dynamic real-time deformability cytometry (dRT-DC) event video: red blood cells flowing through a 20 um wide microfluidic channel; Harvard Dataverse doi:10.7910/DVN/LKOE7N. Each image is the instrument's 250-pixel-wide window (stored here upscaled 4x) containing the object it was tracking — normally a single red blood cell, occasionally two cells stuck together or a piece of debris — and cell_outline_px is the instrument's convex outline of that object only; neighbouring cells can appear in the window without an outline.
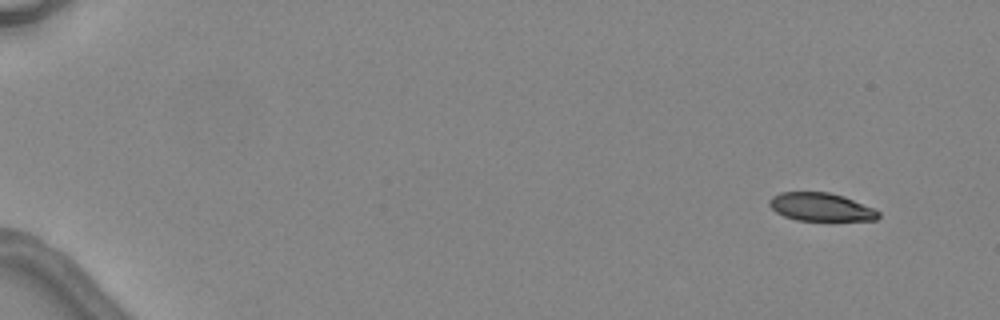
{"species": "common noctule bat (a hibernating species)", "species_latin": "Nyctalus noctula", "temperature_condition": "warm", "stored_images_in_passage": 2, "camera_frame_rate_fps": 3000, "um_per_image_px": 0.085, "animal": {"sex": "female", "body_mass_g": 24.6, "forearm_length_mm": 56.2}, "frame": {"image": 1, "passage_image": 1, "time_ms": 0.0, "image_size_px": [1000, 320], "cell_outline_px": [[880, 216], [876, 220], [796, 220], [784, 216], [776, 212], [768, 204], [768, 200], [772, 196], [780, 192], [828, 192], [844, 196], [872, 208], [880, 212]], "centroid_in_image_um": [69.74, 17.59], "position_along_channel_um": 15.3, "area_um2": 17.8}}
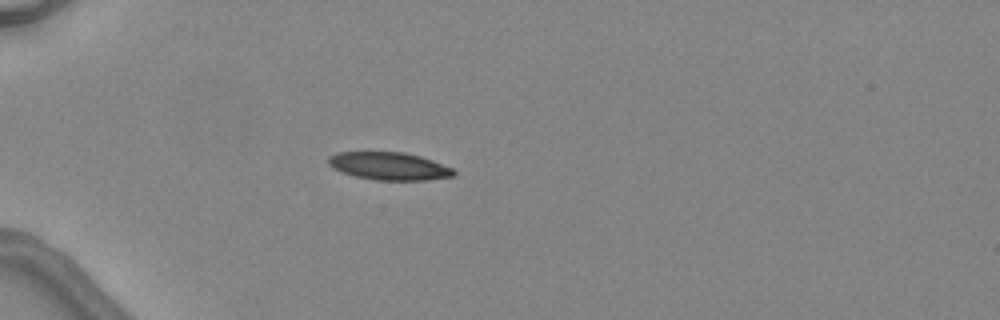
{"frame": {"image": 2, "passage_image": 2, "time_ms": 4.0, "image_size_px": [1000, 320], "cell_outline_px": [[456, 172], [452, 176], [424, 180], [372, 180], [340, 172], [332, 168], [328, 164], [328, 156], [336, 152], [404, 152], [420, 156], [432, 160], [452, 168]], "centroid_in_image_um": [33.02, 14.11], "position_along_channel_um": 52.0, "area_um2": 20.29}}